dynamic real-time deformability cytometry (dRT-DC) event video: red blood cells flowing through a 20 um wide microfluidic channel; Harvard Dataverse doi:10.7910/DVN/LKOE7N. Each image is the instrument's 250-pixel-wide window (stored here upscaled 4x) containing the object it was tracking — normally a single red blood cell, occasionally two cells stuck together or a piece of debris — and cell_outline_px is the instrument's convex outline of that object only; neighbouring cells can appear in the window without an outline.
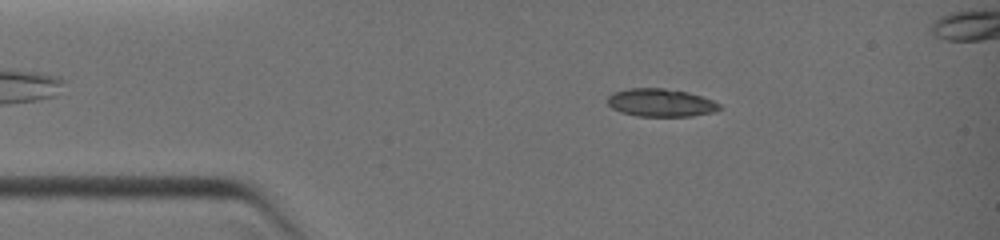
{"species": "common noctule bat (a hibernating species)", "species_latin": "Nyctalus noctula", "temperature_condition": "warm", "stored_images_in_passage": 12, "camera_frame_rate_fps": 3000, "um_per_image_px": 0.085, "animal": {"sex": "female", "body_mass_g": 19.0, "forearm_length_mm": 51.5}, "frame": {"image": 1, "passage_image": 6, "time_ms": 2.0, "image_size_px": [1000, 240], "cell_outline_px": [[720, 108], [712, 112], [692, 116], [636, 116], [620, 112], [612, 108], [608, 104], [608, 96], [612, 92], [628, 88], [664, 88], [688, 92], [712, 100], [720, 104]], "centroid_in_image_um": [56.12, 8.72], "position_along_channel_um": 28.9, "area_um2": 18.21}}
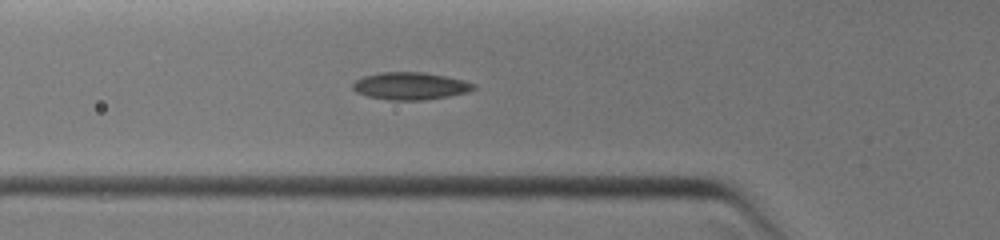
{"frame": {"image": 2, "passage_image": 12, "time_ms": 4.333, "image_size_px": [1000, 240], "cell_outline_px": [[476, 88], [468, 92], [448, 96], [424, 100], [388, 100], [368, 96], [356, 92], [352, 88], [352, 84], [356, 80], [364, 76], [380, 72], [420, 72], [448, 76], [464, 80], [476, 84]], "centroid_in_image_um": [34.89, 7.3], "position_along_channel_um": 90.9, "area_um2": 19.36}}